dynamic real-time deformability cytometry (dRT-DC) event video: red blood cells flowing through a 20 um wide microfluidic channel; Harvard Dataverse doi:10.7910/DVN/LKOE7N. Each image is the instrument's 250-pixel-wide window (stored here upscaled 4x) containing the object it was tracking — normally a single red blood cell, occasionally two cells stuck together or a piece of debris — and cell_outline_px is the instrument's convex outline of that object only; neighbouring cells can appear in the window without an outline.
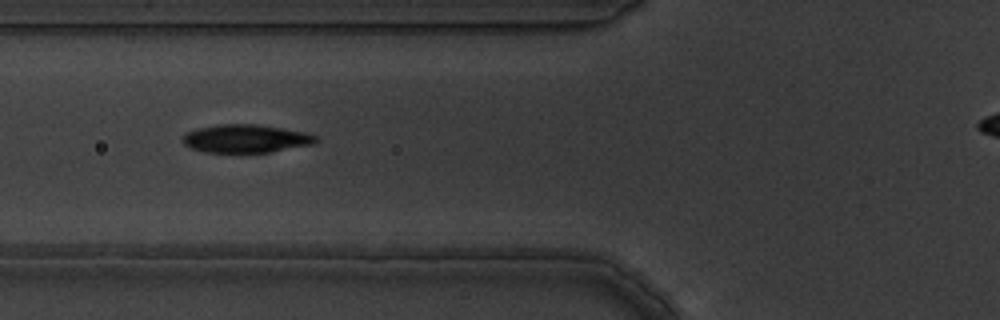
{"species": "common noctule bat (a hibernating species)", "species_latin": "Nyctalus noctula", "temperature_condition": "warm", "stored_images_in_passage": 4, "camera_frame_rate_fps": 3000, "um_per_image_px": 0.085, "animal": {"sex": "male", "body_mass_g": 19.5, "forearm_length_mm": 54.6}, "frame": {"image": 1, "passage_image": 3, "time_ms": 0.667, "image_size_px": [1000, 320], "cell_outline_px": [[320, 140], [312, 144], [268, 152], [204, 152], [192, 148], [184, 144], [184, 132], [196, 128], [220, 124], [256, 124], [308, 132], [316, 136]], "centroid_in_image_um": [20.9, 11.77], "position_along_channel_um": 104.9, "area_um2": 21.79}}
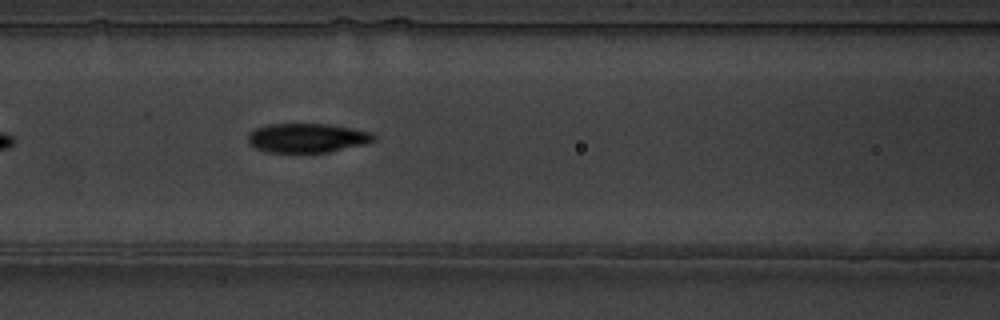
{"frame": {"image": 2, "passage_image": 4, "time_ms": 1.0, "image_size_px": [1000, 320], "cell_outline_px": [[376, 140], [368, 144], [328, 152], [268, 152], [256, 148], [248, 140], [248, 132], [256, 128], [268, 124], [328, 124], [352, 128], [372, 132], [376, 136]], "centroid_in_image_um": [26.16, 11.72], "position_along_channel_um": 140.4, "area_um2": 21.5}}